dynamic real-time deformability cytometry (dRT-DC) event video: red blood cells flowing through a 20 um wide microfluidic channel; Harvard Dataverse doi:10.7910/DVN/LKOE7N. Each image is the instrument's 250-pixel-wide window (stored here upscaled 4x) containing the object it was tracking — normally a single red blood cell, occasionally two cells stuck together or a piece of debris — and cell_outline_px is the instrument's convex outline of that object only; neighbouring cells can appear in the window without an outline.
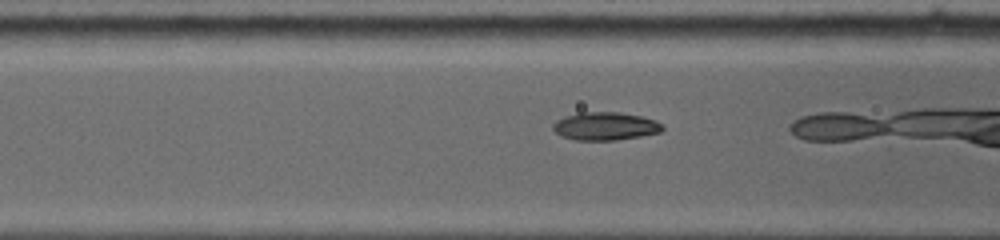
{"species": "common noctule bat (a hibernating species)", "species_latin": "Nyctalus noctula", "temperature_condition": "warm", "stored_images_in_passage": 19, "camera_frame_rate_fps": 5000, "um_per_image_px": 0.085, "animal": {"sex": "female", "body_mass_g": 19.0, "forearm_length_mm": 53.3}, "frame": {"image": 1, "passage_image": 6, "time_ms": 1.6, "image_size_px": [1000, 240], "cell_outline_px": [[664, 128], [660, 132], [640, 136], [616, 140], [576, 140], [560, 136], [552, 128], [552, 124], [556, 120], [564, 116], [580, 112], [620, 112], [640, 116], [656, 120], [664, 124]], "centroid_in_image_um": [51.44, 10.72], "position_along_channel_um": 115.2, "area_um2": 18.03}}